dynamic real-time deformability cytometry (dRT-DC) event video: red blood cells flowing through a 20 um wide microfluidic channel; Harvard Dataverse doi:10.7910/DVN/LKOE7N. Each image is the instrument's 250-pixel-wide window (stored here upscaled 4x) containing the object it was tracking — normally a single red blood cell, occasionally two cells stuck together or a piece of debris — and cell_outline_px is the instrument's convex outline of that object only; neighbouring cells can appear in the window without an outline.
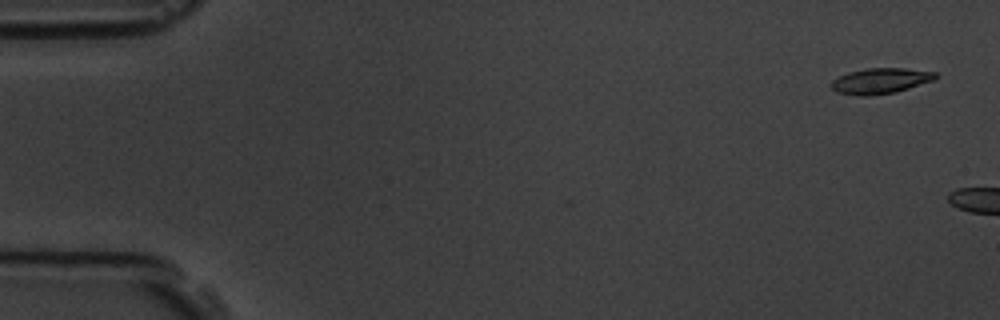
{"species": "common noctule bat (a hibernating species)", "species_latin": "Nyctalus noctula", "temperature_condition": "room temperature", "stored_images_in_passage": 8, "camera_frame_rate_fps": 3000, "um_per_image_px": 0.085, "animal": {"sex": "male", "body_mass_g": 19.5, "forearm_length_mm": 54.6}, "frame": {"image": 1, "passage_image": 1, "time_ms": 0.0, "image_size_px": [1000, 320], "cell_outline_px": [[940, 76], [932, 80], [896, 92], [868, 96], [860, 96], [836, 92], [832, 88], [832, 80], [848, 72], [868, 68], [904, 68], [936, 72]], "centroid_in_image_um": [74.84, 6.87], "position_along_channel_um": 10.2, "area_um2": 15.43}}
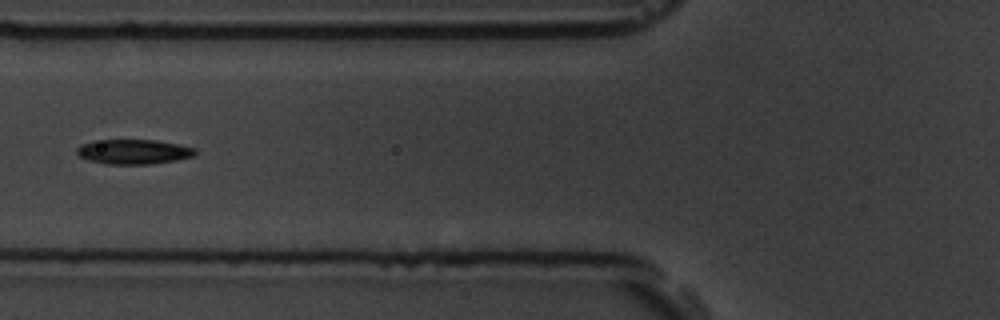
{"frame": {"image": 2, "passage_image": 7, "time_ms": 8.0, "image_size_px": [1000, 320], "cell_outline_px": [[196, 156], [176, 160], [152, 164], [108, 164], [88, 160], [80, 156], [76, 152], [76, 148], [80, 144], [92, 140], [156, 140], [196, 148]], "centroid_in_image_um": [11.35, 12.89], "position_along_channel_um": 114.5, "area_um2": 17.17}}
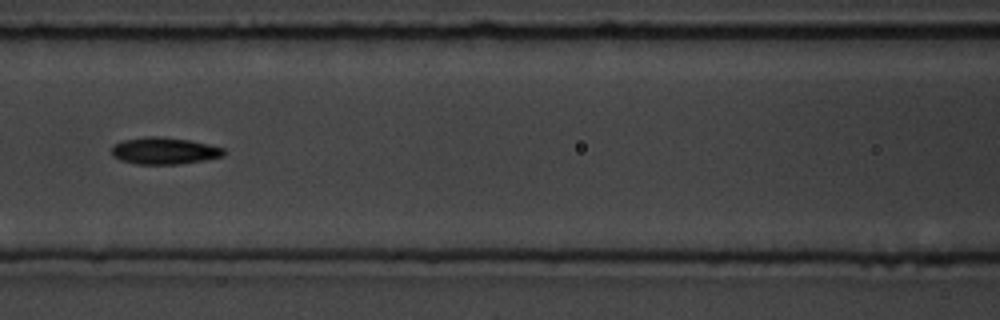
{"frame": {"image": 3, "passage_image": 8, "time_ms": 9.0, "image_size_px": [1000, 320], "cell_outline_px": [[228, 152], [224, 156], [204, 160], [180, 164], [136, 164], [120, 160], [112, 156], [112, 144], [124, 140], [148, 136], [160, 136], [188, 140], [208, 144], [224, 148]], "centroid_in_image_um": [13.97, 12.82], "position_along_channel_um": 152.6, "area_um2": 17.69}}